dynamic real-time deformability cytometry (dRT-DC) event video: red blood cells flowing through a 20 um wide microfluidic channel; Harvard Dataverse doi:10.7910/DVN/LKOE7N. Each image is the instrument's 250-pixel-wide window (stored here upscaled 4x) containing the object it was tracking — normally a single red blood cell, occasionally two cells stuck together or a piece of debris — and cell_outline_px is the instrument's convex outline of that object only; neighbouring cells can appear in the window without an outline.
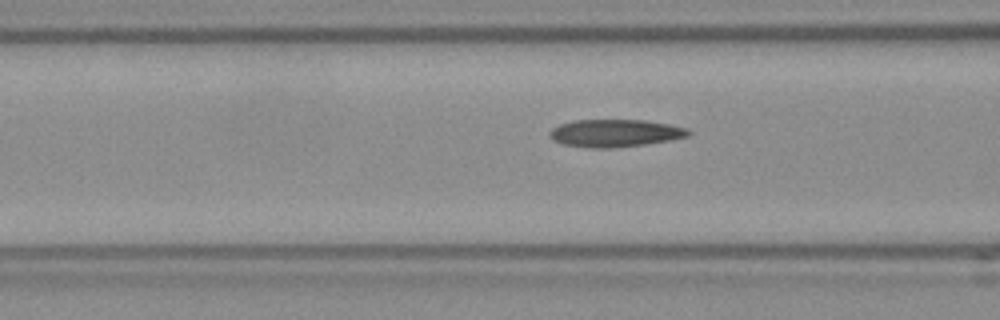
{"species": "Egyptian fruit bat (a non-hibernating species)", "species_latin": "Rousettus aegyptiacus", "temperature_condition": "room temperature", "stored_images_in_passage": 29, "camera_frame_rate_fps": 3000, "um_per_image_px": 0.085, "frame": {"image": 1, "passage_image": 13, "time_ms": 4.0, "image_size_px": [1000, 320], "cell_outline_px": [[692, 132], [688, 136], [668, 140], [644, 144], [608, 148], [588, 148], [564, 144], [552, 140], [548, 136], [548, 132], [552, 128], [560, 124], [572, 120], [644, 120], [668, 124], [688, 128]], "centroid_in_image_um": [52.23, 11.31], "position_along_channel_um": 114.4, "area_um2": 22.25}}